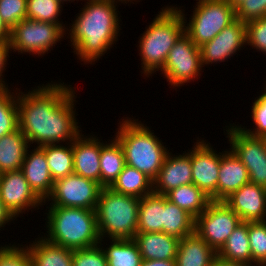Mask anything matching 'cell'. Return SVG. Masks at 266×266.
Segmentation results:
<instances>
[{
  "label": "cell",
  "instance_id": "6da1fadb",
  "mask_svg": "<svg viewBox=\"0 0 266 266\" xmlns=\"http://www.w3.org/2000/svg\"><path fill=\"white\" fill-rule=\"evenodd\" d=\"M50 81L28 91L17 88L19 129L33 147L71 143L84 132L76 118L77 87Z\"/></svg>",
  "mask_w": 266,
  "mask_h": 266
},
{
  "label": "cell",
  "instance_id": "7a4b0ae2",
  "mask_svg": "<svg viewBox=\"0 0 266 266\" xmlns=\"http://www.w3.org/2000/svg\"><path fill=\"white\" fill-rule=\"evenodd\" d=\"M82 2H84L82 4ZM83 7L69 22L66 39L77 59L84 65H94L109 52L119 40L122 17L117 0H83ZM119 4V5H118ZM121 22V23H120ZM68 34V36H67ZM98 60V61H97Z\"/></svg>",
  "mask_w": 266,
  "mask_h": 266
},
{
  "label": "cell",
  "instance_id": "3957f363",
  "mask_svg": "<svg viewBox=\"0 0 266 266\" xmlns=\"http://www.w3.org/2000/svg\"><path fill=\"white\" fill-rule=\"evenodd\" d=\"M173 5L163 6L138 37L136 47L141 60L140 72L144 79L152 78L154 73L163 69L169 51L185 32L183 16Z\"/></svg>",
  "mask_w": 266,
  "mask_h": 266
},
{
  "label": "cell",
  "instance_id": "277c9868",
  "mask_svg": "<svg viewBox=\"0 0 266 266\" xmlns=\"http://www.w3.org/2000/svg\"><path fill=\"white\" fill-rule=\"evenodd\" d=\"M120 118L114 136L121 144L125 154V164L145 173L152 180L162 168L171 150L157 137L145 121L134 117ZM150 127V128H149Z\"/></svg>",
  "mask_w": 266,
  "mask_h": 266
},
{
  "label": "cell",
  "instance_id": "5b68a950",
  "mask_svg": "<svg viewBox=\"0 0 266 266\" xmlns=\"http://www.w3.org/2000/svg\"><path fill=\"white\" fill-rule=\"evenodd\" d=\"M48 208V210H47ZM45 233L48 242L72 250L98 245L100 236L95 210L46 206Z\"/></svg>",
  "mask_w": 266,
  "mask_h": 266
},
{
  "label": "cell",
  "instance_id": "8992f818",
  "mask_svg": "<svg viewBox=\"0 0 266 266\" xmlns=\"http://www.w3.org/2000/svg\"><path fill=\"white\" fill-rule=\"evenodd\" d=\"M140 199L102 188L95 208L100 239H133Z\"/></svg>",
  "mask_w": 266,
  "mask_h": 266
},
{
  "label": "cell",
  "instance_id": "52a82bcc",
  "mask_svg": "<svg viewBox=\"0 0 266 266\" xmlns=\"http://www.w3.org/2000/svg\"><path fill=\"white\" fill-rule=\"evenodd\" d=\"M192 14H186L185 6L174 5L182 14L185 33L200 47L212 40L235 19V8L226 0H194ZM179 6V7H178ZM182 7V8H181ZM190 15L189 19L186 17ZM189 21V22H188Z\"/></svg>",
  "mask_w": 266,
  "mask_h": 266
},
{
  "label": "cell",
  "instance_id": "ba28073f",
  "mask_svg": "<svg viewBox=\"0 0 266 266\" xmlns=\"http://www.w3.org/2000/svg\"><path fill=\"white\" fill-rule=\"evenodd\" d=\"M65 37L66 31L59 24L26 18L11 29L10 47L12 54L42 58L51 53L57 43L62 44Z\"/></svg>",
  "mask_w": 266,
  "mask_h": 266
},
{
  "label": "cell",
  "instance_id": "9c48e42d",
  "mask_svg": "<svg viewBox=\"0 0 266 266\" xmlns=\"http://www.w3.org/2000/svg\"><path fill=\"white\" fill-rule=\"evenodd\" d=\"M159 75H163L169 88H182L186 83L199 80L204 68L201 62L200 47L184 32L169 51L167 60Z\"/></svg>",
  "mask_w": 266,
  "mask_h": 266
},
{
  "label": "cell",
  "instance_id": "30bf717a",
  "mask_svg": "<svg viewBox=\"0 0 266 266\" xmlns=\"http://www.w3.org/2000/svg\"><path fill=\"white\" fill-rule=\"evenodd\" d=\"M222 128L230 149L247 168L249 182L266 188V138L245 134L236 122Z\"/></svg>",
  "mask_w": 266,
  "mask_h": 266
},
{
  "label": "cell",
  "instance_id": "8fae6325",
  "mask_svg": "<svg viewBox=\"0 0 266 266\" xmlns=\"http://www.w3.org/2000/svg\"><path fill=\"white\" fill-rule=\"evenodd\" d=\"M241 222L224 201H211L195 219L194 232L218 252Z\"/></svg>",
  "mask_w": 266,
  "mask_h": 266
},
{
  "label": "cell",
  "instance_id": "7c38bea8",
  "mask_svg": "<svg viewBox=\"0 0 266 266\" xmlns=\"http://www.w3.org/2000/svg\"><path fill=\"white\" fill-rule=\"evenodd\" d=\"M102 188L96 181L73 173L54 181L51 194L43 202V206L95 210Z\"/></svg>",
  "mask_w": 266,
  "mask_h": 266
},
{
  "label": "cell",
  "instance_id": "4fadbf2b",
  "mask_svg": "<svg viewBox=\"0 0 266 266\" xmlns=\"http://www.w3.org/2000/svg\"><path fill=\"white\" fill-rule=\"evenodd\" d=\"M201 138V139H200ZM197 137L190 149L193 184L200 188L212 201H218V176L221 152L204 137ZM207 141V142H206Z\"/></svg>",
  "mask_w": 266,
  "mask_h": 266
},
{
  "label": "cell",
  "instance_id": "5bb4252c",
  "mask_svg": "<svg viewBox=\"0 0 266 266\" xmlns=\"http://www.w3.org/2000/svg\"><path fill=\"white\" fill-rule=\"evenodd\" d=\"M0 200L16 221L18 217L24 219L23 214L36 212L39 207L43 210V201L30 188L21 170L0 174Z\"/></svg>",
  "mask_w": 266,
  "mask_h": 266
},
{
  "label": "cell",
  "instance_id": "9a60e30c",
  "mask_svg": "<svg viewBox=\"0 0 266 266\" xmlns=\"http://www.w3.org/2000/svg\"><path fill=\"white\" fill-rule=\"evenodd\" d=\"M246 35V23L236 18L212 40L200 46L202 66L228 62L244 48L248 49Z\"/></svg>",
  "mask_w": 266,
  "mask_h": 266
},
{
  "label": "cell",
  "instance_id": "2e32d148",
  "mask_svg": "<svg viewBox=\"0 0 266 266\" xmlns=\"http://www.w3.org/2000/svg\"><path fill=\"white\" fill-rule=\"evenodd\" d=\"M172 151L168 152L162 168L153 179V192L156 194L165 195L174 188L193 183L190 148L176 155Z\"/></svg>",
  "mask_w": 266,
  "mask_h": 266
},
{
  "label": "cell",
  "instance_id": "e0dca14e",
  "mask_svg": "<svg viewBox=\"0 0 266 266\" xmlns=\"http://www.w3.org/2000/svg\"><path fill=\"white\" fill-rule=\"evenodd\" d=\"M245 222L266 221V188L247 183L223 200Z\"/></svg>",
  "mask_w": 266,
  "mask_h": 266
},
{
  "label": "cell",
  "instance_id": "ac0fdd59",
  "mask_svg": "<svg viewBox=\"0 0 266 266\" xmlns=\"http://www.w3.org/2000/svg\"><path fill=\"white\" fill-rule=\"evenodd\" d=\"M84 134L82 132L72 142L74 174L94 180L100 184L102 137L100 136V139L93 132L90 134H86L85 132Z\"/></svg>",
  "mask_w": 266,
  "mask_h": 266
},
{
  "label": "cell",
  "instance_id": "d6986e66",
  "mask_svg": "<svg viewBox=\"0 0 266 266\" xmlns=\"http://www.w3.org/2000/svg\"><path fill=\"white\" fill-rule=\"evenodd\" d=\"M21 171L30 188L44 202L51 194L54 180L50 174L45 152L40 147L31 146L22 163Z\"/></svg>",
  "mask_w": 266,
  "mask_h": 266
},
{
  "label": "cell",
  "instance_id": "ffe728a7",
  "mask_svg": "<svg viewBox=\"0 0 266 266\" xmlns=\"http://www.w3.org/2000/svg\"><path fill=\"white\" fill-rule=\"evenodd\" d=\"M249 183V173L245 165L230 148L221 152L218 176V201H223L231 193Z\"/></svg>",
  "mask_w": 266,
  "mask_h": 266
},
{
  "label": "cell",
  "instance_id": "44dd1931",
  "mask_svg": "<svg viewBox=\"0 0 266 266\" xmlns=\"http://www.w3.org/2000/svg\"><path fill=\"white\" fill-rule=\"evenodd\" d=\"M133 240L142 260H170L177 257L180 239L164 232L136 233Z\"/></svg>",
  "mask_w": 266,
  "mask_h": 266
},
{
  "label": "cell",
  "instance_id": "7402d4cb",
  "mask_svg": "<svg viewBox=\"0 0 266 266\" xmlns=\"http://www.w3.org/2000/svg\"><path fill=\"white\" fill-rule=\"evenodd\" d=\"M31 256L32 266H72L73 250L48 242L38 233L33 241L23 242Z\"/></svg>",
  "mask_w": 266,
  "mask_h": 266
},
{
  "label": "cell",
  "instance_id": "603a6c76",
  "mask_svg": "<svg viewBox=\"0 0 266 266\" xmlns=\"http://www.w3.org/2000/svg\"><path fill=\"white\" fill-rule=\"evenodd\" d=\"M217 252L195 232L180 239L176 266H211Z\"/></svg>",
  "mask_w": 266,
  "mask_h": 266
},
{
  "label": "cell",
  "instance_id": "cb8c5ba5",
  "mask_svg": "<svg viewBox=\"0 0 266 266\" xmlns=\"http://www.w3.org/2000/svg\"><path fill=\"white\" fill-rule=\"evenodd\" d=\"M30 147V143L19 128L0 138V174L21 170Z\"/></svg>",
  "mask_w": 266,
  "mask_h": 266
},
{
  "label": "cell",
  "instance_id": "d4e9b609",
  "mask_svg": "<svg viewBox=\"0 0 266 266\" xmlns=\"http://www.w3.org/2000/svg\"><path fill=\"white\" fill-rule=\"evenodd\" d=\"M110 138L108 142H101L100 185L103 188L111 187L126 165L121 144L115 137Z\"/></svg>",
  "mask_w": 266,
  "mask_h": 266
},
{
  "label": "cell",
  "instance_id": "484cf974",
  "mask_svg": "<svg viewBox=\"0 0 266 266\" xmlns=\"http://www.w3.org/2000/svg\"><path fill=\"white\" fill-rule=\"evenodd\" d=\"M164 195L151 193L141 198L138 210L137 233L163 232Z\"/></svg>",
  "mask_w": 266,
  "mask_h": 266
},
{
  "label": "cell",
  "instance_id": "4316f807",
  "mask_svg": "<svg viewBox=\"0 0 266 266\" xmlns=\"http://www.w3.org/2000/svg\"><path fill=\"white\" fill-rule=\"evenodd\" d=\"M99 244L106 255L108 266L141 265L142 256L133 239H100Z\"/></svg>",
  "mask_w": 266,
  "mask_h": 266
},
{
  "label": "cell",
  "instance_id": "83f0119b",
  "mask_svg": "<svg viewBox=\"0 0 266 266\" xmlns=\"http://www.w3.org/2000/svg\"><path fill=\"white\" fill-rule=\"evenodd\" d=\"M167 200L189 213L194 219L202 214L212 201L195 184L182 185L165 194Z\"/></svg>",
  "mask_w": 266,
  "mask_h": 266
},
{
  "label": "cell",
  "instance_id": "f1b7e54d",
  "mask_svg": "<svg viewBox=\"0 0 266 266\" xmlns=\"http://www.w3.org/2000/svg\"><path fill=\"white\" fill-rule=\"evenodd\" d=\"M110 188L124 195L141 199L153 193V180L136 168L125 165Z\"/></svg>",
  "mask_w": 266,
  "mask_h": 266
},
{
  "label": "cell",
  "instance_id": "f546056e",
  "mask_svg": "<svg viewBox=\"0 0 266 266\" xmlns=\"http://www.w3.org/2000/svg\"><path fill=\"white\" fill-rule=\"evenodd\" d=\"M217 256L230 262L252 265V255L248 238V222L242 221L217 252Z\"/></svg>",
  "mask_w": 266,
  "mask_h": 266
},
{
  "label": "cell",
  "instance_id": "4dcf8cb0",
  "mask_svg": "<svg viewBox=\"0 0 266 266\" xmlns=\"http://www.w3.org/2000/svg\"><path fill=\"white\" fill-rule=\"evenodd\" d=\"M40 148L45 152L48 168L54 181L74 173L72 142L48 144Z\"/></svg>",
  "mask_w": 266,
  "mask_h": 266
},
{
  "label": "cell",
  "instance_id": "1f68e13d",
  "mask_svg": "<svg viewBox=\"0 0 266 266\" xmlns=\"http://www.w3.org/2000/svg\"><path fill=\"white\" fill-rule=\"evenodd\" d=\"M164 226L163 232L182 239L194 233L195 219L164 195Z\"/></svg>",
  "mask_w": 266,
  "mask_h": 266
},
{
  "label": "cell",
  "instance_id": "d6a6232c",
  "mask_svg": "<svg viewBox=\"0 0 266 266\" xmlns=\"http://www.w3.org/2000/svg\"><path fill=\"white\" fill-rule=\"evenodd\" d=\"M0 88V138L19 128L17 86Z\"/></svg>",
  "mask_w": 266,
  "mask_h": 266
},
{
  "label": "cell",
  "instance_id": "836d02e7",
  "mask_svg": "<svg viewBox=\"0 0 266 266\" xmlns=\"http://www.w3.org/2000/svg\"><path fill=\"white\" fill-rule=\"evenodd\" d=\"M63 5L61 0H27V18L59 24L66 31L68 24L61 19Z\"/></svg>",
  "mask_w": 266,
  "mask_h": 266
},
{
  "label": "cell",
  "instance_id": "e575fe53",
  "mask_svg": "<svg viewBox=\"0 0 266 266\" xmlns=\"http://www.w3.org/2000/svg\"><path fill=\"white\" fill-rule=\"evenodd\" d=\"M263 87L261 89V94L252 101L251 107V117L253 127L243 126L242 124H236L239 129H241L245 134L250 135L251 137H260L266 138V79L263 80Z\"/></svg>",
  "mask_w": 266,
  "mask_h": 266
},
{
  "label": "cell",
  "instance_id": "d590c367",
  "mask_svg": "<svg viewBox=\"0 0 266 266\" xmlns=\"http://www.w3.org/2000/svg\"><path fill=\"white\" fill-rule=\"evenodd\" d=\"M252 265L266 266V221L248 222Z\"/></svg>",
  "mask_w": 266,
  "mask_h": 266
},
{
  "label": "cell",
  "instance_id": "8d00e7d4",
  "mask_svg": "<svg viewBox=\"0 0 266 266\" xmlns=\"http://www.w3.org/2000/svg\"><path fill=\"white\" fill-rule=\"evenodd\" d=\"M17 244V245H16ZM23 243L0 245V266H32L28 248Z\"/></svg>",
  "mask_w": 266,
  "mask_h": 266
},
{
  "label": "cell",
  "instance_id": "74e56055",
  "mask_svg": "<svg viewBox=\"0 0 266 266\" xmlns=\"http://www.w3.org/2000/svg\"><path fill=\"white\" fill-rule=\"evenodd\" d=\"M246 38L249 50L260 52L266 56V16L246 23Z\"/></svg>",
  "mask_w": 266,
  "mask_h": 266
},
{
  "label": "cell",
  "instance_id": "f35d334b",
  "mask_svg": "<svg viewBox=\"0 0 266 266\" xmlns=\"http://www.w3.org/2000/svg\"><path fill=\"white\" fill-rule=\"evenodd\" d=\"M0 16L12 29L17 23L27 18V0H0Z\"/></svg>",
  "mask_w": 266,
  "mask_h": 266
},
{
  "label": "cell",
  "instance_id": "ab89813d",
  "mask_svg": "<svg viewBox=\"0 0 266 266\" xmlns=\"http://www.w3.org/2000/svg\"><path fill=\"white\" fill-rule=\"evenodd\" d=\"M72 266H108L106 255L100 244L73 250Z\"/></svg>",
  "mask_w": 266,
  "mask_h": 266
},
{
  "label": "cell",
  "instance_id": "60d3db41",
  "mask_svg": "<svg viewBox=\"0 0 266 266\" xmlns=\"http://www.w3.org/2000/svg\"><path fill=\"white\" fill-rule=\"evenodd\" d=\"M235 16L244 23L266 16V0H244L235 7Z\"/></svg>",
  "mask_w": 266,
  "mask_h": 266
},
{
  "label": "cell",
  "instance_id": "b9f144b4",
  "mask_svg": "<svg viewBox=\"0 0 266 266\" xmlns=\"http://www.w3.org/2000/svg\"><path fill=\"white\" fill-rule=\"evenodd\" d=\"M11 47L10 43H0V88L9 87L10 83H7L5 72L8 71L7 66L9 65L8 61L10 56Z\"/></svg>",
  "mask_w": 266,
  "mask_h": 266
},
{
  "label": "cell",
  "instance_id": "7bdbcfd3",
  "mask_svg": "<svg viewBox=\"0 0 266 266\" xmlns=\"http://www.w3.org/2000/svg\"><path fill=\"white\" fill-rule=\"evenodd\" d=\"M16 219L10 214V212L6 209L3 202L0 200V231L5 230L6 224L9 226L12 223H15Z\"/></svg>",
  "mask_w": 266,
  "mask_h": 266
},
{
  "label": "cell",
  "instance_id": "ee69618b",
  "mask_svg": "<svg viewBox=\"0 0 266 266\" xmlns=\"http://www.w3.org/2000/svg\"><path fill=\"white\" fill-rule=\"evenodd\" d=\"M11 29L0 16V43H10Z\"/></svg>",
  "mask_w": 266,
  "mask_h": 266
},
{
  "label": "cell",
  "instance_id": "f6af8a7d",
  "mask_svg": "<svg viewBox=\"0 0 266 266\" xmlns=\"http://www.w3.org/2000/svg\"><path fill=\"white\" fill-rule=\"evenodd\" d=\"M140 266H176L175 259L170 260H142Z\"/></svg>",
  "mask_w": 266,
  "mask_h": 266
},
{
  "label": "cell",
  "instance_id": "bcb514c9",
  "mask_svg": "<svg viewBox=\"0 0 266 266\" xmlns=\"http://www.w3.org/2000/svg\"><path fill=\"white\" fill-rule=\"evenodd\" d=\"M211 266H254L243 262H230L219 258L218 256L214 259Z\"/></svg>",
  "mask_w": 266,
  "mask_h": 266
},
{
  "label": "cell",
  "instance_id": "7dc6e473",
  "mask_svg": "<svg viewBox=\"0 0 266 266\" xmlns=\"http://www.w3.org/2000/svg\"><path fill=\"white\" fill-rule=\"evenodd\" d=\"M234 8L244 0H226Z\"/></svg>",
  "mask_w": 266,
  "mask_h": 266
},
{
  "label": "cell",
  "instance_id": "c3c4849f",
  "mask_svg": "<svg viewBox=\"0 0 266 266\" xmlns=\"http://www.w3.org/2000/svg\"><path fill=\"white\" fill-rule=\"evenodd\" d=\"M117 1H120V2H122L123 3V5H126V4H130L131 5V3L132 4H137V2H140L141 0H117ZM135 2V3H134Z\"/></svg>",
  "mask_w": 266,
  "mask_h": 266
},
{
  "label": "cell",
  "instance_id": "681fc988",
  "mask_svg": "<svg viewBox=\"0 0 266 266\" xmlns=\"http://www.w3.org/2000/svg\"><path fill=\"white\" fill-rule=\"evenodd\" d=\"M61 1H62L64 4H66V5H67L68 3L71 4V3L74 2V1H76L77 3L79 2V0H61ZM81 1H83V0H80V2H81Z\"/></svg>",
  "mask_w": 266,
  "mask_h": 266
}]
</instances>
